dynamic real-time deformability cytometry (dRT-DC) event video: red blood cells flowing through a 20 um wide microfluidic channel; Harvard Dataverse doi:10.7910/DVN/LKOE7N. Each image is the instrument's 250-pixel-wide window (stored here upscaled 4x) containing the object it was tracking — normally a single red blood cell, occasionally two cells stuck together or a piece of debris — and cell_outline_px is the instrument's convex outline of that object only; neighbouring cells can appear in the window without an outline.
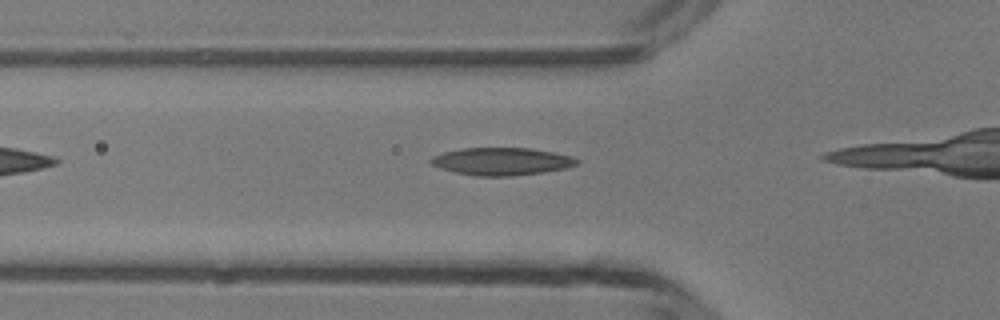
{"species": "common noctule bat (a hibernating species)", "species_latin": "Nyctalus noctula", "temperature_condition": "room temperature", "stored_images_in_passage": 3, "camera_frame_rate_fps": 3000, "um_per_image_px": 0.085, "animal": {"sex": "male", "body_mass_g": 13.3}, "frame": {"image": 1, "passage_image": 2, "time_ms": 1.333, "image_size_px": [1000, 320], "cell_outline_px": [[580, 160], [576, 164], [564, 168], [544, 172], [512, 176], [476, 176], [456, 172], [440, 168], [432, 164], [428, 160], [432, 156], [444, 152], [460, 148], [532, 148], [572, 156]], "centroid_in_image_um": [42.62, 13.71], "position_along_channel_um": 83.2, "area_um2": 23.41}}